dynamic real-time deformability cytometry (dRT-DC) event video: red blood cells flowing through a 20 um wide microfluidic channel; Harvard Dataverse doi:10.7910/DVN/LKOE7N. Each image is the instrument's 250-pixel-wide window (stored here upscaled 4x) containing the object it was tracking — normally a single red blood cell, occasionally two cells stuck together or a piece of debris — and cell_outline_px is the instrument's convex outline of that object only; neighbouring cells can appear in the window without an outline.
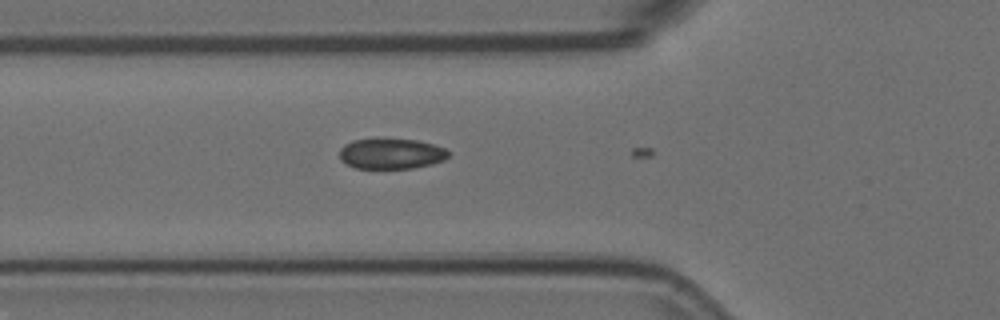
{"species": "Egyptian fruit bat (a non-hibernating species)", "species_latin": "Rousettus aegyptiacus", "temperature_condition": "room temperature", "stored_images_in_passage": 3, "camera_frame_rate_fps": 3000, "um_per_image_px": 0.085, "animal": {"sex": "female"}, "frame": {"image": 1, "passage_image": 2, "time_ms": 0.333, "image_size_px": [1000, 320], "cell_outline_px": [[448, 156], [444, 160], [432, 164], [412, 168], [356, 168], [340, 160], [340, 148], [344, 144], [352, 140], [376, 136], [380, 136], [420, 140], [444, 148], [448, 152]], "centroid_in_image_um": [33.21, 13.01], "position_along_channel_um": 92.6, "area_um2": 20.06}}